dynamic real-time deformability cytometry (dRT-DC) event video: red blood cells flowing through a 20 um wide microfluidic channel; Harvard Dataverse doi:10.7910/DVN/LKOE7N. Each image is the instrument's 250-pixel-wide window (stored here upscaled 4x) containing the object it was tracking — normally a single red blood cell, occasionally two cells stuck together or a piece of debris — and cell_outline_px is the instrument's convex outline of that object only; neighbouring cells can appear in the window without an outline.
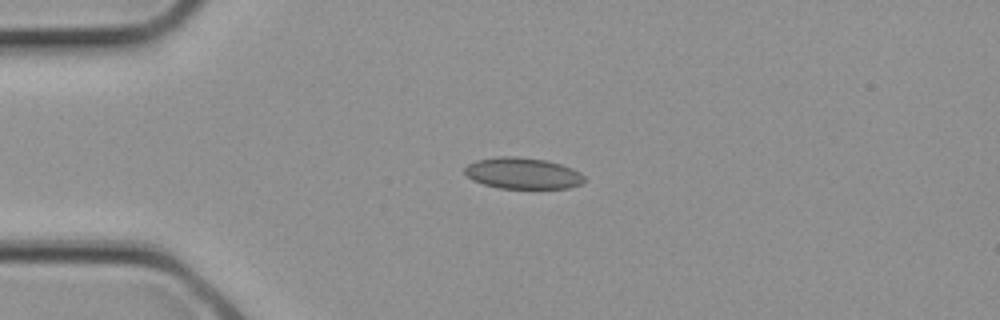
{"species": "common noctule bat (a hibernating species)", "species_latin": "Nyctalus noctula", "temperature_condition": "cold", "stored_images_in_passage": 1, "camera_frame_rate_fps": 3000, "um_per_image_px": 0.085, "animal": {"sex": "female", "body_mass_g": 21.9}, "frame": {"image": 1, "passage_image": 1, "time_ms": 0.0, "image_size_px": [1000, 320], "cell_outline_px": [[584, 180], [580, 184], [568, 188], [500, 188], [484, 184], [472, 180], [464, 172], [464, 168], [468, 164], [476, 160], [496, 156], [516, 156], [544, 160], [560, 164], [572, 168], [580, 172], [584, 176]], "centroid_in_image_um": [44.41, 14.72], "position_along_channel_um": 40.6, "area_um2": 21.73}}